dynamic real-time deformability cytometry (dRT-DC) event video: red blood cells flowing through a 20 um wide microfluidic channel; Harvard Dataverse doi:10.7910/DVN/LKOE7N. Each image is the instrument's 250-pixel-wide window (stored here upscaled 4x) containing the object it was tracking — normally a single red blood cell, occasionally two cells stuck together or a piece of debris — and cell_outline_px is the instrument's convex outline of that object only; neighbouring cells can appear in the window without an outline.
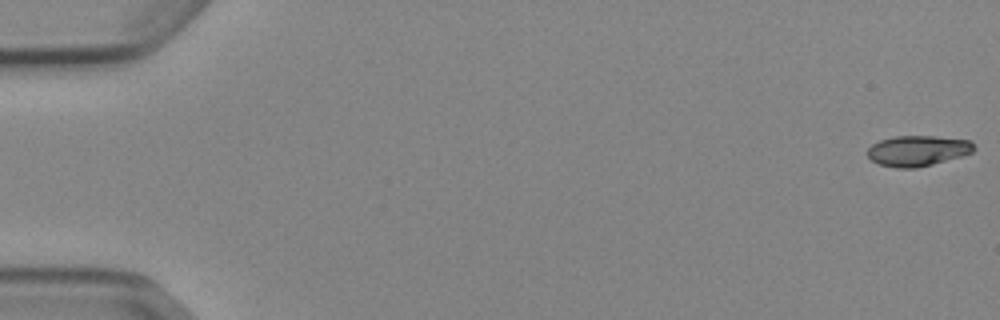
{"species": "Egyptian fruit bat (a non-hibernating species)", "species_latin": "Rousettus aegyptiacus", "temperature_condition": "cold", "stored_images_in_passage": 53, "camera_frame_rate_fps": 3000, "um_per_image_px": 0.085, "animal": {"sex": "female"}, "frame": {"image": 1, "passage_image": 1, "time_ms": 0.0, "image_size_px": [1000, 320], "cell_outline_px": [[976, 148], [972, 152], [964, 156], [916, 168], [896, 168], [880, 164], [872, 160], [868, 156], [868, 148], [872, 144], [880, 140], [896, 136], [936, 136], [972, 140]], "centroid_in_image_um": [78.05, 12.81], "position_along_channel_um": 6.9, "area_um2": 19.07}}
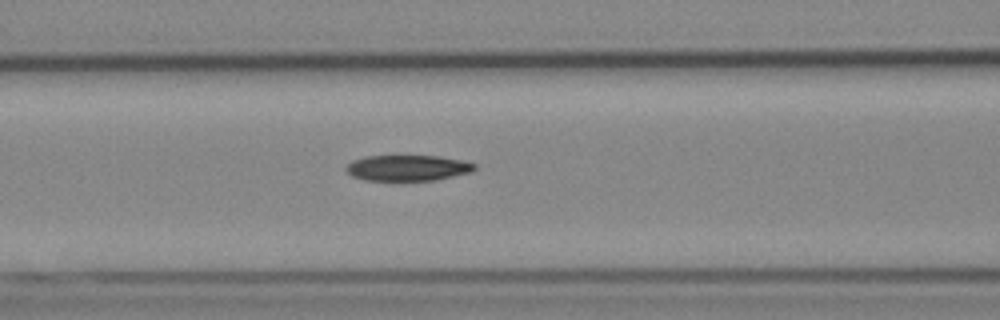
{"frame": {"image": 2, "passage_image": 23, "time_ms": 7.333, "image_size_px": [1000, 320], "cell_outline_px": [[476, 168], [472, 172], [436, 180], [364, 180], [352, 176], [344, 168], [352, 160], [368, 156], [440, 156], [464, 160], [476, 164]], "centroid_in_image_um": [34.68, 14.27], "position_along_channel_um": 131.9, "area_um2": 19.36}}
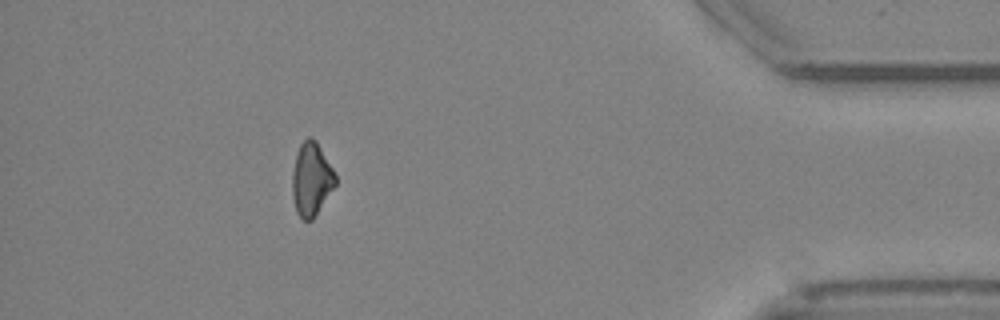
{"frame": {"image": 3, "passage_image": 48, "time_ms": 15.667, "image_size_px": [1000, 320], "cell_outline_px": [[336, 184], [312, 220], [300, 220], [296, 212], [292, 196], [292, 172], [296, 156], [300, 144], [308, 136], [312, 136], [316, 140], [332, 168], [336, 176]], "centroid_in_image_um": [26.45, 15.24], "position_along_channel_um": 408.8, "area_um2": 18.38}, "authors_computed_cell_mechanics": {"area_um2": 19.5364, "velocity_mm_per_s": 3.8965, "shape_relaxation_time_tau1_ms": 8.8856, "shape_relaxation_time_tau2_ms": null, "deformation_change_tau1": 0.1667, "deformation_change_tau2": null}}